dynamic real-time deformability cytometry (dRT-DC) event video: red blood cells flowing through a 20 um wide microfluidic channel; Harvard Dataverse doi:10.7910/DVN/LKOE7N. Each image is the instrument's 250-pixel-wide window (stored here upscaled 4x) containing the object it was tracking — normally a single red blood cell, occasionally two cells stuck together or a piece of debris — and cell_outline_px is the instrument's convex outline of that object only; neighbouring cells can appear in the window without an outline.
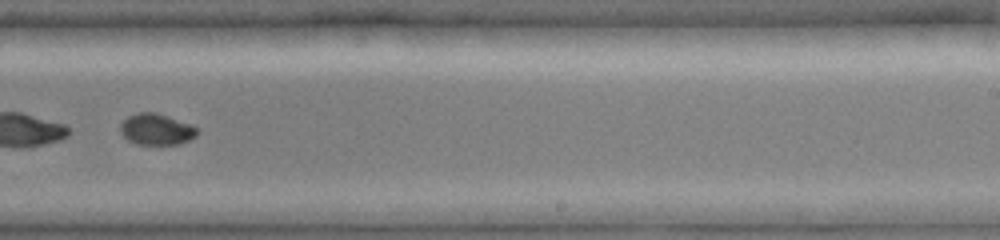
{"species": "common noctule bat (a hibernating species)", "species_latin": "Nyctalus noctula", "temperature_condition": "cold", "stored_images_in_passage": 9, "camera_frame_rate_fps": 3000, "um_per_image_px": 0.085, "animal": {"sex": "female", "body_mass_g": 19.0, "forearm_length_mm": 51.5}, "frame": {"image": 1, "passage_image": 9, "time_ms": 5.667, "image_size_px": [1000, 240], "cell_outline_px": [[200, 132], [196, 136], [180, 144], [136, 144], [128, 140], [120, 132], [120, 124], [128, 116], [136, 112], [156, 112], [192, 124], [200, 128]], "centroid_in_image_um": [13.33, 10.98], "position_along_channel_um": 275.7, "area_um2": 14.22}}